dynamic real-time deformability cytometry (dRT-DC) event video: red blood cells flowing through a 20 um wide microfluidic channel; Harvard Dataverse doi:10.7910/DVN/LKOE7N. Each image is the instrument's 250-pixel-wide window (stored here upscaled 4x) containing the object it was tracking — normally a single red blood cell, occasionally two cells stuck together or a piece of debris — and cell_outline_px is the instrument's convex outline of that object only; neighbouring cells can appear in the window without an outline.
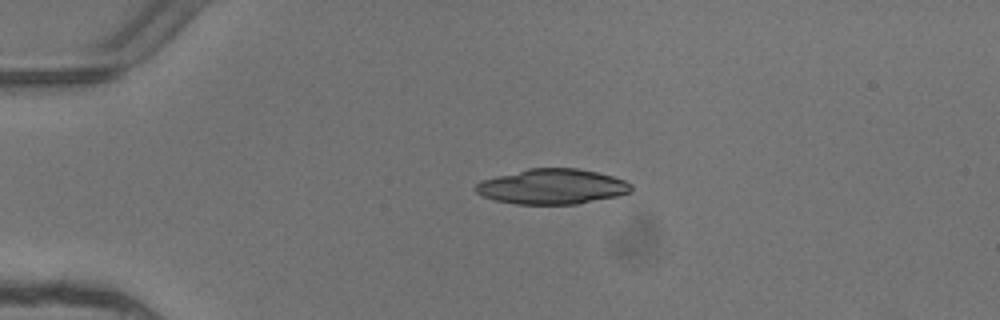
{"species": "common noctule bat (a hibernating species)", "species_latin": "Nyctalus noctula", "temperature_condition": "warm", "stored_images_in_passage": 2, "camera_frame_rate_fps": 3000, "um_per_image_px": 0.085, "animal": {"sex": "female"}, "frame": {"image": 1, "passage_image": 1, "time_ms": 0.0, "image_size_px": [1000, 320], "cell_outline_px": [[632, 192], [616, 196], [576, 204], [516, 204], [492, 200], [476, 192], [476, 184], [480, 180], [528, 168], [576, 168], [596, 172], [612, 176], [624, 180], [632, 184]], "centroid_in_image_um": [46.92, 15.86], "position_along_channel_um": 38.1, "area_um2": 31.85}}